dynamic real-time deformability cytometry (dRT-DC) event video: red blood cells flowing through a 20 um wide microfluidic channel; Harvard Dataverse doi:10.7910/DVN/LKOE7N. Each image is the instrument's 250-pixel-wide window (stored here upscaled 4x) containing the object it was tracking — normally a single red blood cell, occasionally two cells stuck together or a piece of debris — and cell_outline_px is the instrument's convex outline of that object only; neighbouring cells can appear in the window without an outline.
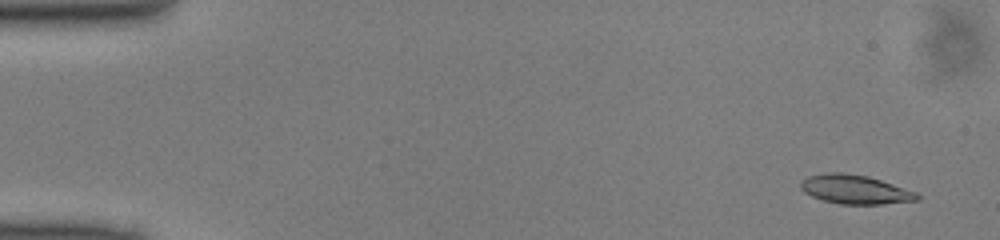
{"species": "common noctule bat (a hibernating species)", "species_latin": "Nyctalus noctula", "temperature_condition": "cold", "stored_images_in_passage": 49, "camera_frame_rate_fps": 3000, "um_per_image_px": 0.085, "animal": {"sex": "male", "body_mass_g": 13.0, "forearm_length_mm": 53.1}, "frame": {"image": 1, "passage_image": 3, "time_ms": 0.667, "image_size_px": [1000, 240], "cell_outline_px": [[920, 200], [884, 204], [840, 204], [824, 200], [812, 196], [804, 192], [800, 188], [800, 180], [808, 176], [832, 172], [840, 172], [868, 176], [916, 192], [920, 196]], "centroid_in_image_um": [72.67, 16.11], "position_along_channel_um": 12.3, "area_um2": 19.59}}
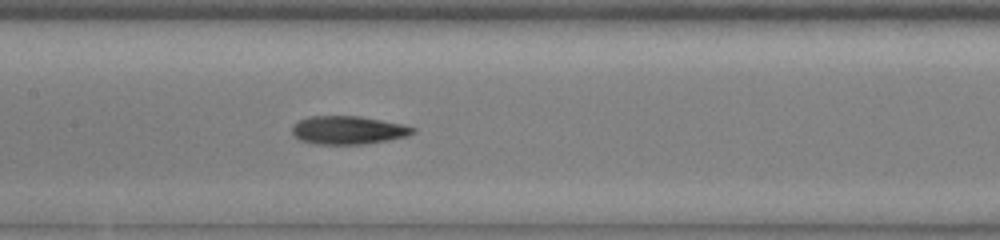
{"frame": {"image": 2, "passage_image": 24, "time_ms": 7.667, "image_size_px": [1000, 240], "cell_outline_px": [[416, 132], [408, 136], [388, 140], [364, 144], [316, 144], [300, 140], [292, 136], [292, 124], [296, 120], [308, 116], [360, 116], [404, 124], [416, 128]], "centroid_in_image_um": [29.57, 11.05], "position_along_channel_um": 177.8, "area_um2": 20.23}}
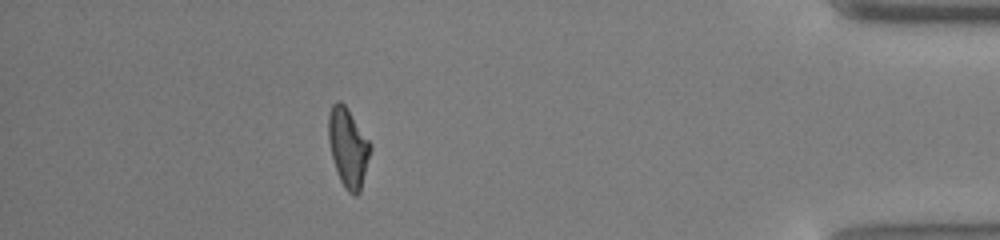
{"frame": {"image": 3, "passage_image": 44, "time_ms": 14.333, "image_size_px": [1000, 240], "cell_outline_px": [[372, 148], [360, 192], [356, 196], [348, 192], [340, 180], [332, 156], [328, 140], [328, 116], [332, 104], [336, 100], [340, 100], [344, 104], [372, 144]], "centroid_in_image_um": [29.59, 12.53], "position_along_channel_um": 405.6, "area_um2": 19.25}}